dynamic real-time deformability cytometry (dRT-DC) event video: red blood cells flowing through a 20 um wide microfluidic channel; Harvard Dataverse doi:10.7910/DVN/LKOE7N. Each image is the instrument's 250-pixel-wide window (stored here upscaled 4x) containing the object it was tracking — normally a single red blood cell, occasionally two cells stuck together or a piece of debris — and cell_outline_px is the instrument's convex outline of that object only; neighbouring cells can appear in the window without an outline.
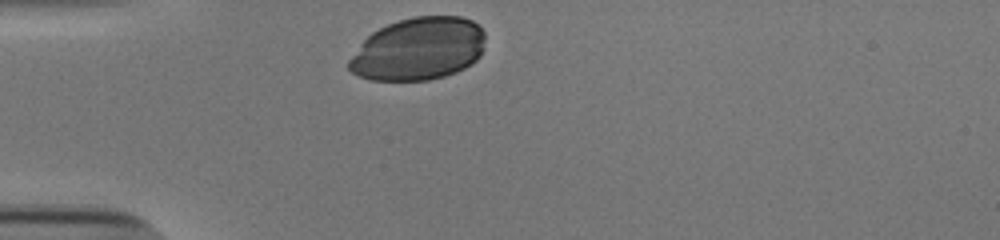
{"species": "human", "species_latin": "Homo sapiens", "temperature_condition": "cold", "stored_images_in_passage": 29, "camera_frame_rate_fps": 3000, "um_per_image_px": 0.085, "donor": {"sex": "male"}, "frame": {"image": 1, "passage_image": 1, "time_ms": 0.0, "image_size_px": [1000, 240], "cell_outline_px": [[484, 40], [480, 56], [472, 64], [456, 72], [444, 76], [428, 80], [372, 80], [360, 76], [352, 72], [348, 68], [348, 60], [360, 44], [372, 32], [388, 24], [400, 20], [416, 16], [460, 16], [472, 20], [484, 32]], "centroid_in_image_um": [35.57, 4.16], "position_along_channel_um": 49.4, "area_um2": 49.65}}
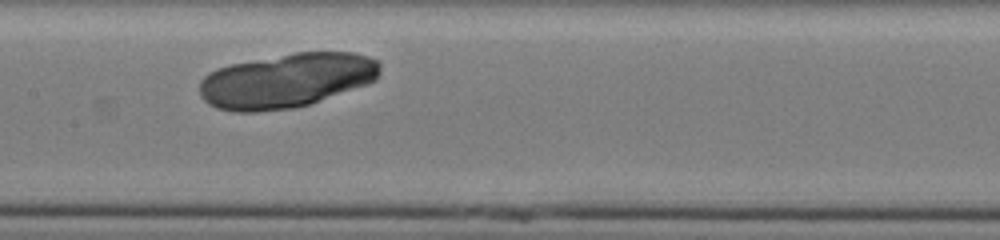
{"frame": {"image": 2, "passage_image": 13, "time_ms": 4.0, "image_size_px": [1000, 240], "cell_outline_px": [[380, 72], [376, 80], [368, 84], [308, 104], [292, 108], [256, 112], [232, 112], [216, 108], [208, 104], [200, 96], [200, 80], [208, 72], [216, 68], [232, 64], [296, 52], [352, 52], [368, 56], [376, 60], [380, 64]], "centroid_in_image_um": [24.34, 6.85], "position_along_channel_um": 183.1, "area_um2": 57.28}}
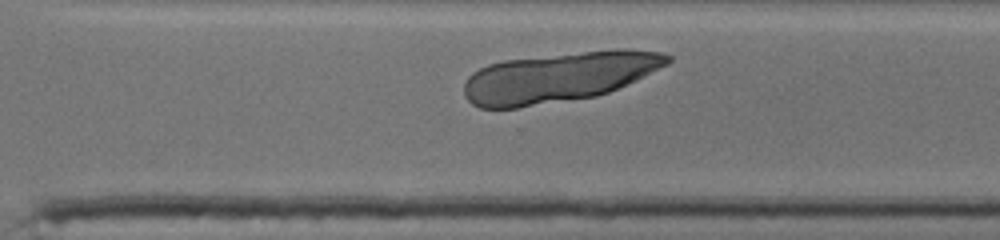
{"frame": {"image": 3, "passage_image": 24, "time_ms": 7.667, "image_size_px": [1000, 240], "cell_outline_px": [[672, 60], [668, 64], [636, 80], [608, 92], [596, 96], [516, 108], [480, 108], [472, 104], [464, 96], [464, 84], [468, 76], [472, 72], [488, 64], [504, 60], [624, 48], [664, 52], [672, 56]], "centroid_in_image_um": [47.49, 6.55], "position_along_channel_um": 323.1, "area_um2": 59.07}}